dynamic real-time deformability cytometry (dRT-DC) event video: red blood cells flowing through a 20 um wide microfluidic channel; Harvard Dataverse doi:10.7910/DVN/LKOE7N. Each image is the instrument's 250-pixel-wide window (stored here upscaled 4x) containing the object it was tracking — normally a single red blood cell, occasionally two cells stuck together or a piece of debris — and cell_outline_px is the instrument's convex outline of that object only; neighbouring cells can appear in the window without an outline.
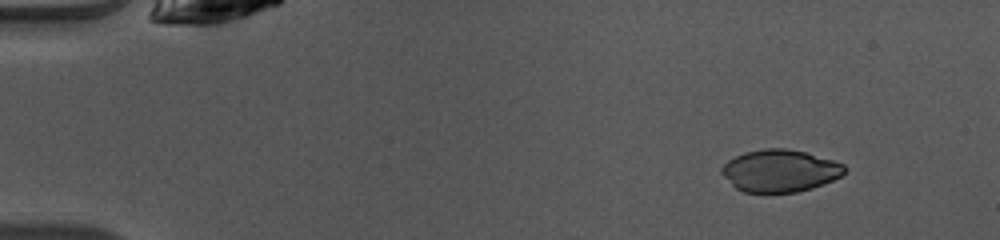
{"species": "common noctule bat (a hibernating species)", "species_latin": "Nyctalus noctula", "temperature_condition": "warm", "stored_images_in_passage": 44, "camera_frame_rate_fps": 3000, "um_per_image_px": 0.085, "animal": {"sex": "female", "body_mass_g": 10.0, "forearm_length_mm": 53.1}, "frame": {"image": 1, "passage_image": 1, "time_ms": 0.0, "image_size_px": [1000, 240], "cell_outline_px": [[848, 168], [840, 176], [824, 184], [812, 188], [796, 192], [768, 196], [764, 196], [744, 192], [736, 188], [720, 172], [720, 168], [728, 160], [744, 152], [764, 148], [784, 148], [804, 152], [832, 160], [844, 164]], "centroid_in_image_um": [66.26, 14.56], "position_along_channel_um": 18.7, "area_um2": 30.92}}